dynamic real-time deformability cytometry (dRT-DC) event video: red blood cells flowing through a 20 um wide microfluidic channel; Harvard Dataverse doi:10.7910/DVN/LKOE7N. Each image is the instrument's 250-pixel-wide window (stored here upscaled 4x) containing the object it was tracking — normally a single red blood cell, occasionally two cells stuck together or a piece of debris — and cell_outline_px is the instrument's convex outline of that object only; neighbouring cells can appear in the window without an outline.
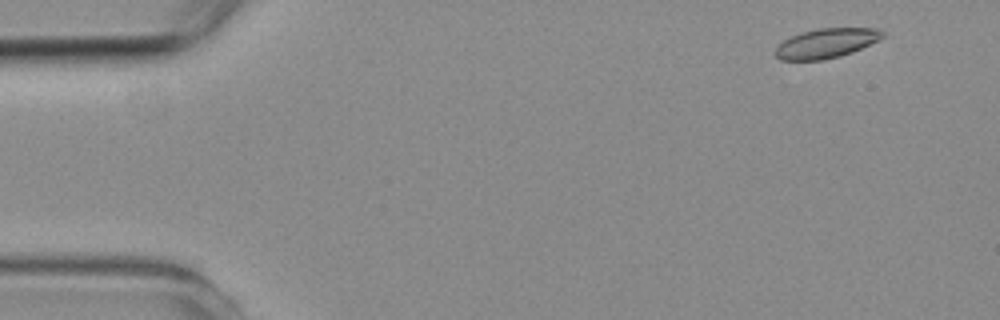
{"species": "common noctule bat (a hibernating species)", "species_latin": "Nyctalus noctula", "temperature_condition": "room temperature", "stored_images_in_passage": 2, "camera_frame_rate_fps": 3000, "um_per_image_px": 0.085, "animal": {"sex": "female", "body_mass_g": 19.3, "forearm_length_mm": 54.1}, "frame": {"image": 1, "passage_image": 1, "time_ms": 0.0, "image_size_px": [1000, 320], "cell_outline_px": [[884, 36], [880, 40], [852, 52], [840, 56], [820, 60], [780, 60], [776, 56], [776, 48], [784, 40], [792, 36], [804, 32], [820, 28], [876, 28], [884, 32]], "centroid_in_image_um": [70.27, 3.68], "position_along_channel_um": 14.7, "area_um2": 18.26}}